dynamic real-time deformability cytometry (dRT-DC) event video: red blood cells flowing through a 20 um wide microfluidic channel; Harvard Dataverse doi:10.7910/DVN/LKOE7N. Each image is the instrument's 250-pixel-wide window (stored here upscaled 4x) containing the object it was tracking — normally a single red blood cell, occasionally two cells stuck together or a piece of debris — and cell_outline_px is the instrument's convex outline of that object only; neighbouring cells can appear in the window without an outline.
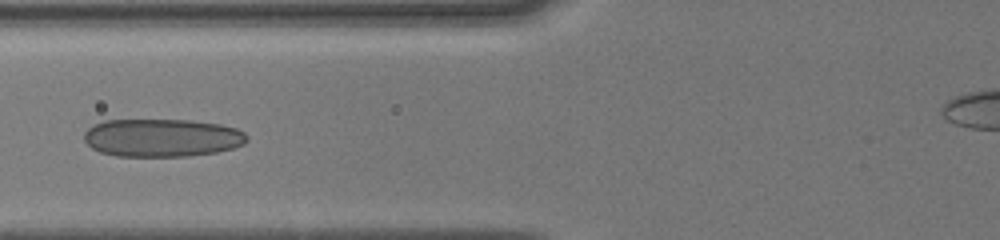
{"species": "human", "species_latin": "Homo sapiens", "temperature_condition": "cold", "stored_images_in_passage": 12, "camera_frame_rate_fps": 3000, "um_per_image_px": 0.085, "donor": {"sex": "male"}, "frame": {"image": 1, "passage_image": 11, "time_ms": 2.333, "image_size_px": [1000, 240], "cell_outline_px": [[248, 140], [244, 144], [232, 148], [216, 152], [188, 156], [116, 156], [100, 152], [92, 148], [84, 140], [84, 132], [88, 128], [104, 120], [192, 120], [220, 124], [236, 128], [244, 132], [248, 136]], "centroid_in_image_um": [13.78, 11.71], "position_along_channel_um": 112.0, "area_um2": 36.18}}